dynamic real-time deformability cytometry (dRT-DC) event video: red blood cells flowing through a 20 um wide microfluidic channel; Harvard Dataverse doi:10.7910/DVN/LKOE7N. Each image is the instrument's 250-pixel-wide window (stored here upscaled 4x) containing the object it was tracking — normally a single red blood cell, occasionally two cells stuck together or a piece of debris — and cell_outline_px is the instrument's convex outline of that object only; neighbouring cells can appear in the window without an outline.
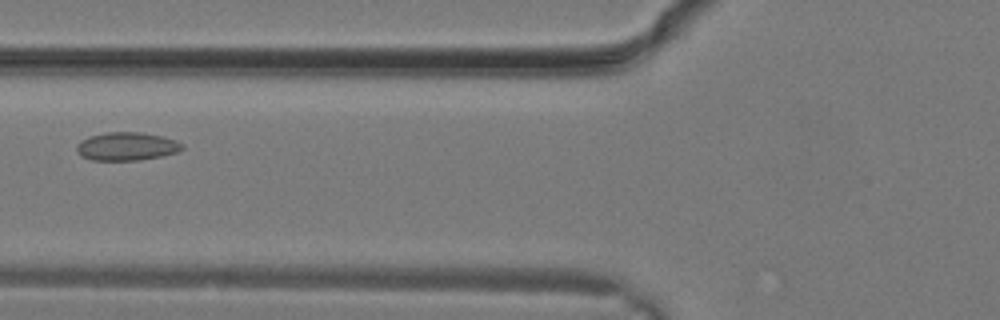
{"species": "common noctule bat (a hibernating species)", "species_latin": "Nyctalus noctula", "temperature_condition": "warm", "stored_images_in_passage": 22, "camera_frame_rate_fps": 3000, "um_per_image_px": 0.085, "animal": {"sex": "male", "body_mass_g": 19.2, "forearm_length_mm": 51.8}, "frame": {"image": 1, "passage_image": 4, "time_ms": 1.0, "image_size_px": [1000, 320], "cell_outline_px": [[184, 148], [176, 152], [160, 156], [140, 160], [92, 160], [80, 156], [76, 152], [76, 144], [80, 140], [88, 136], [108, 132], [140, 132], [164, 136], [176, 140], [184, 144]], "centroid_in_image_um": [10.74, 12.43], "position_along_channel_um": 115.1, "area_um2": 17.57}}
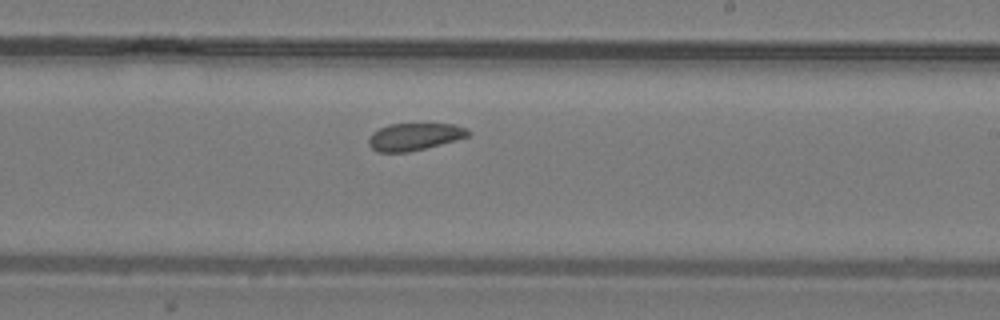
{"frame": {"image": 2, "passage_image": 10, "time_ms": 3.0, "image_size_px": [1000, 320], "cell_outline_px": [[472, 132], [468, 136], [456, 140], [408, 152], [376, 152], [368, 144], [368, 136], [372, 132], [388, 124], [456, 124], [468, 128]], "centroid_in_image_um": [35.22, 11.61], "position_along_channel_um": 253.8, "area_um2": 15.9}}
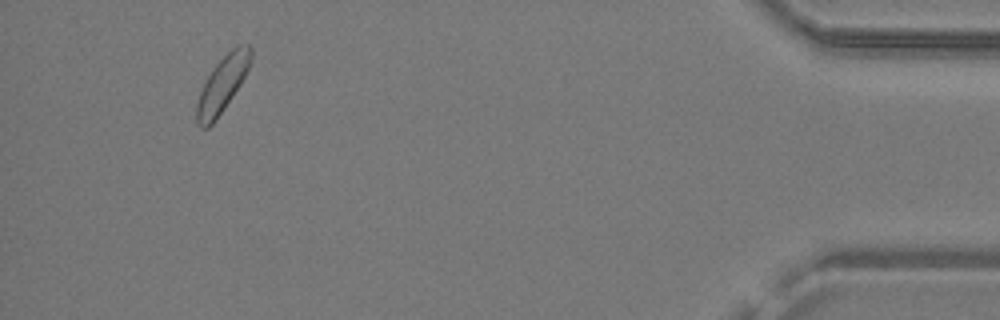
{"frame": {"image": 3, "passage_image": 20, "time_ms": 6.333, "image_size_px": [1000, 320], "cell_outline_px": [[252, 60], [240, 84], [216, 120], [208, 128], [200, 128], [196, 124], [196, 104], [200, 92], [212, 68], [236, 44], [248, 44], [252, 48]], "centroid_in_image_um": [18.9, 7.17], "position_along_channel_um": 416.3, "area_um2": 17.51}}